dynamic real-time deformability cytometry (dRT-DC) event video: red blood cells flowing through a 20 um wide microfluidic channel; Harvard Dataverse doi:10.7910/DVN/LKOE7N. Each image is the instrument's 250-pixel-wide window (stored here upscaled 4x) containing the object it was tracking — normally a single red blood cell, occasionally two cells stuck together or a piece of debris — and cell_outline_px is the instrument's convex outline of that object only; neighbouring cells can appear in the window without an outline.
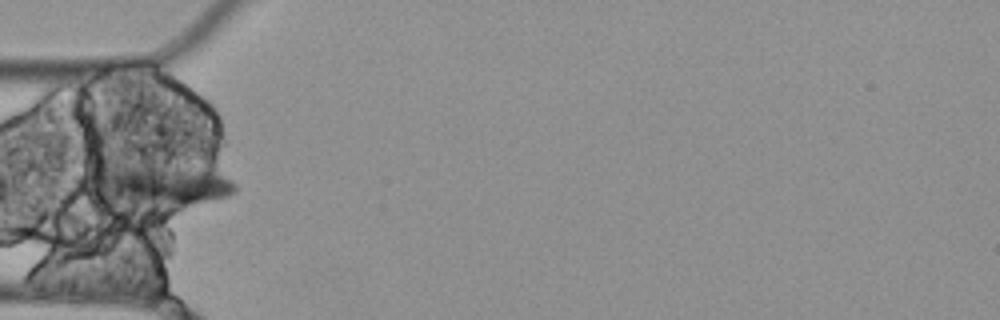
{"species": "Egyptian fruit bat (a non-hibernating species)", "species_latin": "Rousettus aegyptiacus", "temperature_condition": "cold", "stored_images_in_passage": 4, "camera_frame_rate_fps": 3000, "um_per_image_px": 0.085, "animal": {"sex": "female"}, "frame": {"image": 1, "passage_image": 4, "time_ms": 1.0, "image_size_px": [1000, 320], "cell_outline_px": [[236, 188], [228, 196], [176, 208], [112, 208], [100, 200], [96, 196], [92, 184], [92, 172], [124, 164], [180, 168], [208, 172], [232, 180], [236, 184]], "centroid_in_image_um": [13.4, 15.87], "position_along_channel_um": 71.6, "area_um2": 35.89}}